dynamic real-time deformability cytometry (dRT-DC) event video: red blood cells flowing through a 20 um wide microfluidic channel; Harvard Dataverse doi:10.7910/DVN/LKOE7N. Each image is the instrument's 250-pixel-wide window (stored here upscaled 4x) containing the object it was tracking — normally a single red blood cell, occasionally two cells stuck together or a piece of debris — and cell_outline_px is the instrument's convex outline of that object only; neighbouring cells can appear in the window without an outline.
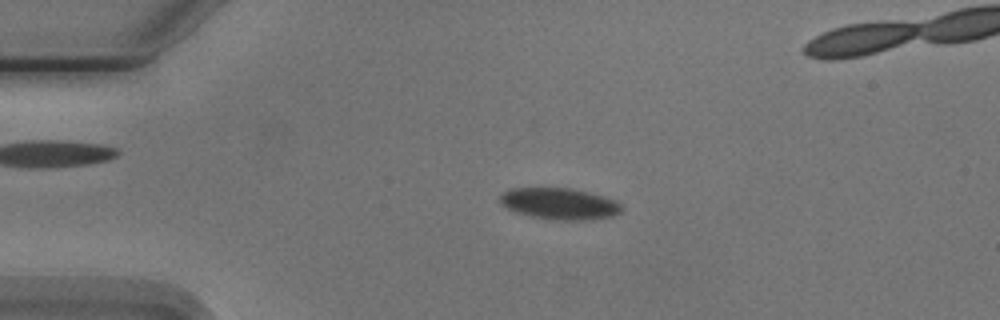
{"species": "Egyptian fruit bat (a non-hibernating species)", "species_latin": "Rousettus aegyptiacus", "temperature_condition": "cold", "stored_images_in_passage": 5, "camera_frame_rate_fps": 3000, "um_per_image_px": 0.085, "animal": {"sex": "male"}, "frame": {"image": 1, "passage_image": 3, "time_ms": 2.0, "image_size_px": [1000, 320], "cell_outline_px": [[624, 208], [620, 212], [612, 216], [584, 220], [552, 220], [532, 216], [516, 212], [500, 204], [500, 196], [504, 192], [512, 188], [572, 188], [604, 196], [620, 204]], "centroid_in_image_um": [47.55, 17.31], "position_along_channel_um": 37.4, "area_um2": 22.14}}